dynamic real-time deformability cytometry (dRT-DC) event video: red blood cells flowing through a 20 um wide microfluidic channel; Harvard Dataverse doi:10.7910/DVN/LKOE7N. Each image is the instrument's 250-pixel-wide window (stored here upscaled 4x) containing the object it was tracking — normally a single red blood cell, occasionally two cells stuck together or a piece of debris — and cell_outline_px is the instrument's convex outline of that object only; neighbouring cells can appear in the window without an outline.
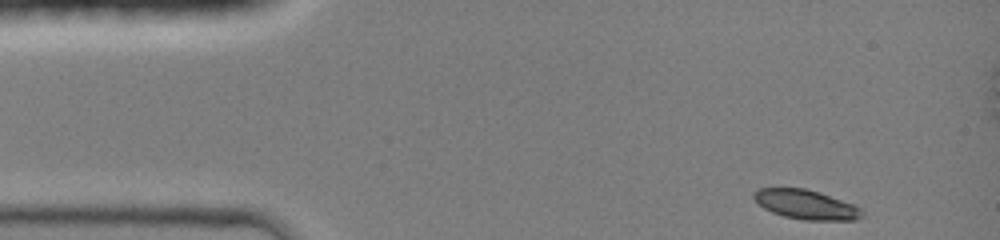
{"species": "common noctule bat (a hibernating species)", "species_latin": "Nyctalus noctula", "temperature_condition": "room temperature", "stored_images_in_passage": 44, "camera_frame_rate_fps": 3000, "um_per_image_px": 0.085, "animal": {"sex": "female", "body_mass_g": 19.0, "forearm_length_mm": 51.5}, "frame": {"image": 1, "passage_image": 1, "time_ms": 0.0, "image_size_px": [1000, 240], "cell_outline_px": [[864, 216], [856, 220], [804, 220], [784, 216], [772, 212], [764, 208], [752, 196], [752, 192], [760, 188], [804, 188], [820, 192], [856, 204], [864, 212]], "centroid_in_image_um": [68.56, 17.38], "position_along_channel_um": 16.4, "area_um2": 18.73}}
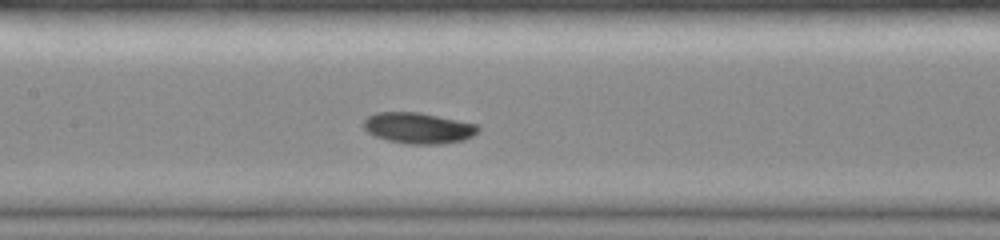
{"frame": {"image": 2, "passage_image": 25, "time_ms": 5.667, "image_size_px": [1000, 240], "cell_outline_px": [[480, 128], [472, 136], [464, 140], [440, 144], [408, 144], [388, 140], [376, 136], [368, 132], [364, 128], [364, 120], [368, 116], [376, 112], [420, 112], [476, 124]], "centroid_in_image_um": [35.55, 10.88], "position_along_channel_um": 171.9, "area_um2": 20.52}}
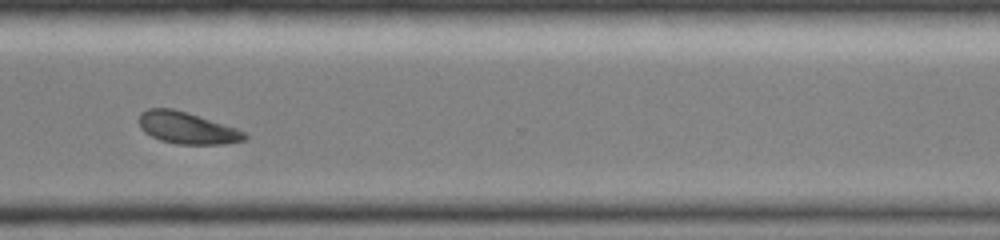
{"frame": {"image": 3, "passage_image": 43, "time_ms": 10.0, "image_size_px": [1000, 240], "cell_outline_px": [[248, 136], [244, 140], [224, 144], [176, 144], [160, 140], [144, 132], [140, 128], [140, 112], [148, 108], [172, 108], [188, 112], [236, 128], [244, 132]], "centroid_in_image_um": [15.88, 10.87], "position_along_channel_um": 354.7, "area_um2": 19.54}}